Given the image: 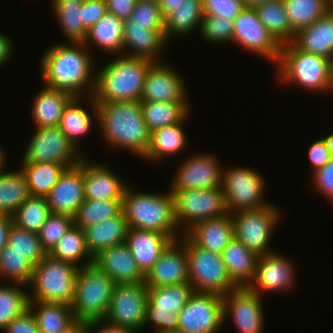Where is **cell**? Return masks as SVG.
<instances>
[{
    "label": "cell",
    "mask_w": 333,
    "mask_h": 333,
    "mask_svg": "<svg viewBox=\"0 0 333 333\" xmlns=\"http://www.w3.org/2000/svg\"><path fill=\"white\" fill-rule=\"evenodd\" d=\"M49 214L46 197L29 196L12 215V221L19 228L38 233Z\"/></svg>",
    "instance_id": "f6af8a7d"
},
{
    "label": "cell",
    "mask_w": 333,
    "mask_h": 333,
    "mask_svg": "<svg viewBox=\"0 0 333 333\" xmlns=\"http://www.w3.org/2000/svg\"><path fill=\"white\" fill-rule=\"evenodd\" d=\"M34 265L19 251H9V245L0 250V277L25 285L31 281Z\"/></svg>",
    "instance_id": "7dc6e473"
},
{
    "label": "cell",
    "mask_w": 333,
    "mask_h": 333,
    "mask_svg": "<svg viewBox=\"0 0 333 333\" xmlns=\"http://www.w3.org/2000/svg\"><path fill=\"white\" fill-rule=\"evenodd\" d=\"M293 43L305 52L333 59V9L317 21L299 30Z\"/></svg>",
    "instance_id": "4316f807"
},
{
    "label": "cell",
    "mask_w": 333,
    "mask_h": 333,
    "mask_svg": "<svg viewBox=\"0 0 333 333\" xmlns=\"http://www.w3.org/2000/svg\"><path fill=\"white\" fill-rule=\"evenodd\" d=\"M124 25H146L148 29H165V20L157 0H137Z\"/></svg>",
    "instance_id": "f907efd6"
},
{
    "label": "cell",
    "mask_w": 333,
    "mask_h": 333,
    "mask_svg": "<svg viewBox=\"0 0 333 333\" xmlns=\"http://www.w3.org/2000/svg\"><path fill=\"white\" fill-rule=\"evenodd\" d=\"M200 35L210 43H225L232 41L233 20L223 19L213 15H203L200 25Z\"/></svg>",
    "instance_id": "816d5d0a"
},
{
    "label": "cell",
    "mask_w": 333,
    "mask_h": 333,
    "mask_svg": "<svg viewBox=\"0 0 333 333\" xmlns=\"http://www.w3.org/2000/svg\"><path fill=\"white\" fill-rule=\"evenodd\" d=\"M83 0H52L54 14L70 43H84L88 30L82 22Z\"/></svg>",
    "instance_id": "8d00e7d4"
},
{
    "label": "cell",
    "mask_w": 333,
    "mask_h": 333,
    "mask_svg": "<svg viewBox=\"0 0 333 333\" xmlns=\"http://www.w3.org/2000/svg\"><path fill=\"white\" fill-rule=\"evenodd\" d=\"M48 254L54 258L70 262L76 266L78 265V267V263L80 261L83 262V259L85 260V258L86 260L81 266L93 263V257L90 255L86 247L84 231L81 227L75 226L74 224L67 230Z\"/></svg>",
    "instance_id": "ab89813d"
},
{
    "label": "cell",
    "mask_w": 333,
    "mask_h": 333,
    "mask_svg": "<svg viewBox=\"0 0 333 333\" xmlns=\"http://www.w3.org/2000/svg\"><path fill=\"white\" fill-rule=\"evenodd\" d=\"M6 156L4 154V150L2 149V147L0 146V172L5 169L4 167H6V160H5Z\"/></svg>",
    "instance_id": "89a4df30"
},
{
    "label": "cell",
    "mask_w": 333,
    "mask_h": 333,
    "mask_svg": "<svg viewBox=\"0 0 333 333\" xmlns=\"http://www.w3.org/2000/svg\"><path fill=\"white\" fill-rule=\"evenodd\" d=\"M38 93L31 107V116L36 128L59 126L64 108L74 96L47 86Z\"/></svg>",
    "instance_id": "f1b7e54d"
},
{
    "label": "cell",
    "mask_w": 333,
    "mask_h": 333,
    "mask_svg": "<svg viewBox=\"0 0 333 333\" xmlns=\"http://www.w3.org/2000/svg\"><path fill=\"white\" fill-rule=\"evenodd\" d=\"M182 235L178 241L184 245L188 254L189 284L195 292L224 296L238 287L230 279L220 254L201 248L186 234Z\"/></svg>",
    "instance_id": "ba28073f"
},
{
    "label": "cell",
    "mask_w": 333,
    "mask_h": 333,
    "mask_svg": "<svg viewBox=\"0 0 333 333\" xmlns=\"http://www.w3.org/2000/svg\"><path fill=\"white\" fill-rule=\"evenodd\" d=\"M29 310L36 319L40 333H63L77 322L71 305L65 303L30 301Z\"/></svg>",
    "instance_id": "d6a6232c"
},
{
    "label": "cell",
    "mask_w": 333,
    "mask_h": 333,
    "mask_svg": "<svg viewBox=\"0 0 333 333\" xmlns=\"http://www.w3.org/2000/svg\"><path fill=\"white\" fill-rule=\"evenodd\" d=\"M270 0H242L245 8H255L258 5L264 4Z\"/></svg>",
    "instance_id": "003e7915"
},
{
    "label": "cell",
    "mask_w": 333,
    "mask_h": 333,
    "mask_svg": "<svg viewBox=\"0 0 333 333\" xmlns=\"http://www.w3.org/2000/svg\"><path fill=\"white\" fill-rule=\"evenodd\" d=\"M0 172V214L12 216L30 196L26 177L19 170Z\"/></svg>",
    "instance_id": "74e56055"
},
{
    "label": "cell",
    "mask_w": 333,
    "mask_h": 333,
    "mask_svg": "<svg viewBox=\"0 0 333 333\" xmlns=\"http://www.w3.org/2000/svg\"><path fill=\"white\" fill-rule=\"evenodd\" d=\"M116 283L94 263L80 266L71 308L76 321L105 319Z\"/></svg>",
    "instance_id": "8992f818"
},
{
    "label": "cell",
    "mask_w": 333,
    "mask_h": 333,
    "mask_svg": "<svg viewBox=\"0 0 333 333\" xmlns=\"http://www.w3.org/2000/svg\"><path fill=\"white\" fill-rule=\"evenodd\" d=\"M257 170L249 167H232L223 170L222 191L227 212L257 210L267 207L264 199L265 179Z\"/></svg>",
    "instance_id": "30bf717a"
},
{
    "label": "cell",
    "mask_w": 333,
    "mask_h": 333,
    "mask_svg": "<svg viewBox=\"0 0 333 333\" xmlns=\"http://www.w3.org/2000/svg\"><path fill=\"white\" fill-rule=\"evenodd\" d=\"M107 12L105 0H83L82 22L88 30Z\"/></svg>",
    "instance_id": "9f6ffc18"
},
{
    "label": "cell",
    "mask_w": 333,
    "mask_h": 333,
    "mask_svg": "<svg viewBox=\"0 0 333 333\" xmlns=\"http://www.w3.org/2000/svg\"><path fill=\"white\" fill-rule=\"evenodd\" d=\"M170 190L174 197V218L178 229H181V224L186 225L183 234L199 222L228 214L222 187Z\"/></svg>",
    "instance_id": "9c48e42d"
},
{
    "label": "cell",
    "mask_w": 333,
    "mask_h": 333,
    "mask_svg": "<svg viewBox=\"0 0 333 333\" xmlns=\"http://www.w3.org/2000/svg\"><path fill=\"white\" fill-rule=\"evenodd\" d=\"M124 20L106 12L91 28L88 29L85 46L94 44L104 53L124 55Z\"/></svg>",
    "instance_id": "4dcf8cb0"
},
{
    "label": "cell",
    "mask_w": 333,
    "mask_h": 333,
    "mask_svg": "<svg viewBox=\"0 0 333 333\" xmlns=\"http://www.w3.org/2000/svg\"><path fill=\"white\" fill-rule=\"evenodd\" d=\"M193 292L194 289L189 283L148 287V300L156 306V310L179 313Z\"/></svg>",
    "instance_id": "7bdbcfd3"
},
{
    "label": "cell",
    "mask_w": 333,
    "mask_h": 333,
    "mask_svg": "<svg viewBox=\"0 0 333 333\" xmlns=\"http://www.w3.org/2000/svg\"><path fill=\"white\" fill-rule=\"evenodd\" d=\"M85 47L84 43L70 42L56 44L44 52L40 71L45 86L66 91L73 96L84 97L86 90L90 91L86 93L88 96L92 95L95 88L93 59Z\"/></svg>",
    "instance_id": "6da1fadb"
},
{
    "label": "cell",
    "mask_w": 333,
    "mask_h": 333,
    "mask_svg": "<svg viewBox=\"0 0 333 333\" xmlns=\"http://www.w3.org/2000/svg\"><path fill=\"white\" fill-rule=\"evenodd\" d=\"M263 312L261 296L248 287H237L223 296L224 321L230 314L239 333H262Z\"/></svg>",
    "instance_id": "2e32d148"
},
{
    "label": "cell",
    "mask_w": 333,
    "mask_h": 333,
    "mask_svg": "<svg viewBox=\"0 0 333 333\" xmlns=\"http://www.w3.org/2000/svg\"><path fill=\"white\" fill-rule=\"evenodd\" d=\"M9 251H19L35 266L47 254L42 248L38 233L11 225L8 233Z\"/></svg>",
    "instance_id": "c3c4849f"
},
{
    "label": "cell",
    "mask_w": 333,
    "mask_h": 333,
    "mask_svg": "<svg viewBox=\"0 0 333 333\" xmlns=\"http://www.w3.org/2000/svg\"><path fill=\"white\" fill-rule=\"evenodd\" d=\"M50 213L74 217L85 200L84 166L79 163L67 168L46 196Z\"/></svg>",
    "instance_id": "44dd1931"
},
{
    "label": "cell",
    "mask_w": 333,
    "mask_h": 333,
    "mask_svg": "<svg viewBox=\"0 0 333 333\" xmlns=\"http://www.w3.org/2000/svg\"><path fill=\"white\" fill-rule=\"evenodd\" d=\"M230 279L238 287H248L255 276L258 255L233 237L221 253Z\"/></svg>",
    "instance_id": "f546056e"
},
{
    "label": "cell",
    "mask_w": 333,
    "mask_h": 333,
    "mask_svg": "<svg viewBox=\"0 0 333 333\" xmlns=\"http://www.w3.org/2000/svg\"><path fill=\"white\" fill-rule=\"evenodd\" d=\"M93 263L116 284L145 282V274L125 243L102 250Z\"/></svg>",
    "instance_id": "7402d4cb"
},
{
    "label": "cell",
    "mask_w": 333,
    "mask_h": 333,
    "mask_svg": "<svg viewBox=\"0 0 333 333\" xmlns=\"http://www.w3.org/2000/svg\"><path fill=\"white\" fill-rule=\"evenodd\" d=\"M88 97L105 141L144 157L151 132L143 119L141 101L96 103L92 95Z\"/></svg>",
    "instance_id": "7a4b0ae2"
},
{
    "label": "cell",
    "mask_w": 333,
    "mask_h": 333,
    "mask_svg": "<svg viewBox=\"0 0 333 333\" xmlns=\"http://www.w3.org/2000/svg\"><path fill=\"white\" fill-rule=\"evenodd\" d=\"M189 113L177 124H172L166 127L158 128L151 132L150 143L146 155L143 157L146 160L158 161L163 160L168 155H175L184 150L187 143L185 131L182 128Z\"/></svg>",
    "instance_id": "1f68e13d"
},
{
    "label": "cell",
    "mask_w": 333,
    "mask_h": 333,
    "mask_svg": "<svg viewBox=\"0 0 333 333\" xmlns=\"http://www.w3.org/2000/svg\"><path fill=\"white\" fill-rule=\"evenodd\" d=\"M13 43L4 33L0 32V67L4 66L13 55Z\"/></svg>",
    "instance_id": "6125c7cd"
},
{
    "label": "cell",
    "mask_w": 333,
    "mask_h": 333,
    "mask_svg": "<svg viewBox=\"0 0 333 333\" xmlns=\"http://www.w3.org/2000/svg\"><path fill=\"white\" fill-rule=\"evenodd\" d=\"M243 49L261 55L276 64L281 45L258 18L254 8H245L233 20V38Z\"/></svg>",
    "instance_id": "9a60e30c"
},
{
    "label": "cell",
    "mask_w": 333,
    "mask_h": 333,
    "mask_svg": "<svg viewBox=\"0 0 333 333\" xmlns=\"http://www.w3.org/2000/svg\"><path fill=\"white\" fill-rule=\"evenodd\" d=\"M160 333H186V332H183L179 329H176V330L163 331V332H160Z\"/></svg>",
    "instance_id": "2644e50d"
},
{
    "label": "cell",
    "mask_w": 333,
    "mask_h": 333,
    "mask_svg": "<svg viewBox=\"0 0 333 333\" xmlns=\"http://www.w3.org/2000/svg\"><path fill=\"white\" fill-rule=\"evenodd\" d=\"M214 155H191L178 167L170 189H209L221 187L223 168Z\"/></svg>",
    "instance_id": "d6986e66"
},
{
    "label": "cell",
    "mask_w": 333,
    "mask_h": 333,
    "mask_svg": "<svg viewBox=\"0 0 333 333\" xmlns=\"http://www.w3.org/2000/svg\"><path fill=\"white\" fill-rule=\"evenodd\" d=\"M22 286V288H19ZM22 284L13 286L0 285V332L16 317L23 315L29 309V293Z\"/></svg>",
    "instance_id": "bcb514c9"
},
{
    "label": "cell",
    "mask_w": 333,
    "mask_h": 333,
    "mask_svg": "<svg viewBox=\"0 0 333 333\" xmlns=\"http://www.w3.org/2000/svg\"><path fill=\"white\" fill-rule=\"evenodd\" d=\"M95 74L92 94L96 103L140 101L146 75L154 61L116 55Z\"/></svg>",
    "instance_id": "3957f363"
},
{
    "label": "cell",
    "mask_w": 333,
    "mask_h": 333,
    "mask_svg": "<svg viewBox=\"0 0 333 333\" xmlns=\"http://www.w3.org/2000/svg\"><path fill=\"white\" fill-rule=\"evenodd\" d=\"M79 267L46 254L34 266L29 294L30 301L65 303L71 305L74 299L75 281Z\"/></svg>",
    "instance_id": "52a82bcc"
},
{
    "label": "cell",
    "mask_w": 333,
    "mask_h": 333,
    "mask_svg": "<svg viewBox=\"0 0 333 333\" xmlns=\"http://www.w3.org/2000/svg\"><path fill=\"white\" fill-rule=\"evenodd\" d=\"M224 324L223 296L193 292L178 313V329L186 333H218Z\"/></svg>",
    "instance_id": "5bb4252c"
},
{
    "label": "cell",
    "mask_w": 333,
    "mask_h": 333,
    "mask_svg": "<svg viewBox=\"0 0 333 333\" xmlns=\"http://www.w3.org/2000/svg\"><path fill=\"white\" fill-rule=\"evenodd\" d=\"M137 0H105L107 12L114 14L121 20H128Z\"/></svg>",
    "instance_id": "91938a15"
},
{
    "label": "cell",
    "mask_w": 333,
    "mask_h": 333,
    "mask_svg": "<svg viewBox=\"0 0 333 333\" xmlns=\"http://www.w3.org/2000/svg\"><path fill=\"white\" fill-rule=\"evenodd\" d=\"M274 206L270 203L267 207L257 210L231 214L234 237L258 256L273 252L268 245L274 228L282 218V214H280L282 210Z\"/></svg>",
    "instance_id": "8fae6325"
},
{
    "label": "cell",
    "mask_w": 333,
    "mask_h": 333,
    "mask_svg": "<svg viewBox=\"0 0 333 333\" xmlns=\"http://www.w3.org/2000/svg\"><path fill=\"white\" fill-rule=\"evenodd\" d=\"M73 224L69 215L50 213L38 232L42 248L49 253Z\"/></svg>",
    "instance_id": "681fc988"
},
{
    "label": "cell",
    "mask_w": 333,
    "mask_h": 333,
    "mask_svg": "<svg viewBox=\"0 0 333 333\" xmlns=\"http://www.w3.org/2000/svg\"><path fill=\"white\" fill-rule=\"evenodd\" d=\"M164 20L175 11L184 0H157Z\"/></svg>",
    "instance_id": "e7e4bbea"
},
{
    "label": "cell",
    "mask_w": 333,
    "mask_h": 333,
    "mask_svg": "<svg viewBox=\"0 0 333 333\" xmlns=\"http://www.w3.org/2000/svg\"><path fill=\"white\" fill-rule=\"evenodd\" d=\"M313 183L316 189L327 196L333 204V158L323 167L315 170L313 173Z\"/></svg>",
    "instance_id": "11a10c76"
},
{
    "label": "cell",
    "mask_w": 333,
    "mask_h": 333,
    "mask_svg": "<svg viewBox=\"0 0 333 333\" xmlns=\"http://www.w3.org/2000/svg\"><path fill=\"white\" fill-rule=\"evenodd\" d=\"M254 9L260 21L280 45L294 41L296 33L289 24L284 0H270Z\"/></svg>",
    "instance_id": "e575fe53"
},
{
    "label": "cell",
    "mask_w": 333,
    "mask_h": 333,
    "mask_svg": "<svg viewBox=\"0 0 333 333\" xmlns=\"http://www.w3.org/2000/svg\"><path fill=\"white\" fill-rule=\"evenodd\" d=\"M323 140L325 141L327 148L330 151L331 157L333 158V133L324 137Z\"/></svg>",
    "instance_id": "a7ac6f4b"
},
{
    "label": "cell",
    "mask_w": 333,
    "mask_h": 333,
    "mask_svg": "<svg viewBox=\"0 0 333 333\" xmlns=\"http://www.w3.org/2000/svg\"><path fill=\"white\" fill-rule=\"evenodd\" d=\"M81 97L74 96L64 108L59 123L60 130L66 135L68 140L75 145L76 148L78 139L88 134L92 127L90 113L83 109L80 104Z\"/></svg>",
    "instance_id": "60d3db41"
},
{
    "label": "cell",
    "mask_w": 333,
    "mask_h": 333,
    "mask_svg": "<svg viewBox=\"0 0 333 333\" xmlns=\"http://www.w3.org/2000/svg\"><path fill=\"white\" fill-rule=\"evenodd\" d=\"M277 65L283 83L298 84L310 91H333L331 60L300 50L293 42L281 45Z\"/></svg>",
    "instance_id": "5b68a950"
},
{
    "label": "cell",
    "mask_w": 333,
    "mask_h": 333,
    "mask_svg": "<svg viewBox=\"0 0 333 333\" xmlns=\"http://www.w3.org/2000/svg\"><path fill=\"white\" fill-rule=\"evenodd\" d=\"M12 224V216L0 214V250H2L8 242V233Z\"/></svg>",
    "instance_id": "be15d7a7"
},
{
    "label": "cell",
    "mask_w": 333,
    "mask_h": 333,
    "mask_svg": "<svg viewBox=\"0 0 333 333\" xmlns=\"http://www.w3.org/2000/svg\"><path fill=\"white\" fill-rule=\"evenodd\" d=\"M122 211V200L85 199L73 217L74 225L84 229Z\"/></svg>",
    "instance_id": "ee69618b"
},
{
    "label": "cell",
    "mask_w": 333,
    "mask_h": 333,
    "mask_svg": "<svg viewBox=\"0 0 333 333\" xmlns=\"http://www.w3.org/2000/svg\"><path fill=\"white\" fill-rule=\"evenodd\" d=\"M143 119L152 132L179 123L189 112L180 103L141 102Z\"/></svg>",
    "instance_id": "b9f144b4"
},
{
    "label": "cell",
    "mask_w": 333,
    "mask_h": 333,
    "mask_svg": "<svg viewBox=\"0 0 333 333\" xmlns=\"http://www.w3.org/2000/svg\"><path fill=\"white\" fill-rule=\"evenodd\" d=\"M148 287L143 283L116 284L104 321L121 328L144 327Z\"/></svg>",
    "instance_id": "4fadbf2b"
},
{
    "label": "cell",
    "mask_w": 333,
    "mask_h": 333,
    "mask_svg": "<svg viewBox=\"0 0 333 333\" xmlns=\"http://www.w3.org/2000/svg\"><path fill=\"white\" fill-rule=\"evenodd\" d=\"M286 256L272 252L258 256L255 276L248 288L262 296V292H276L293 288L295 268ZM262 291V292H261Z\"/></svg>",
    "instance_id": "ac0fdd59"
},
{
    "label": "cell",
    "mask_w": 333,
    "mask_h": 333,
    "mask_svg": "<svg viewBox=\"0 0 333 333\" xmlns=\"http://www.w3.org/2000/svg\"><path fill=\"white\" fill-rule=\"evenodd\" d=\"M308 158L312 165L311 169L313 172L323 167L332 159L330 151L328 150L327 145L323 139H318L311 144L308 151Z\"/></svg>",
    "instance_id": "680465c9"
},
{
    "label": "cell",
    "mask_w": 333,
    "mask_h": 333,
    "mask_svg": "<svg viewBox=\"0 0 333 333\" xmlns=\"http://www.w3.org/2000/svg\"><path fill=\"white\" fill-rule=\"evenodd\" d=\"M150 321L157 328L154 329V333L178 329V313L156 310V306L148 300L145 308L144 326L146 327Z\"/></svg>",
    "instance_id": "f5cc1de1"
},
{
    "label": "cell",
    "mask_w": 333,
    "mask_h": 333,
    "mask_svg": "<svg viewBox=\"0 0 333 333\" xmlns=\"http://www.w3.org/2000/svg\"><path fill=\"white\" fill-rule=\"evenodd\" d=\"M21 163H58L73 167L85 157L78 152L59 126L36 128Z\"/></svg>",
    "instance_id": "7c38bea8"
},
{
    "label": "cell",
    "mask_w": 333,
    "mask_h": 333,
    "mask_svg": "<svg viewBox=\"0 0 333 333\" xmlns=\"http://www.w3.org/2000/svg\"><path fill=\"white\" fill-rule=\"evenodd\" d=\"M63 333H87V323L77 321L71 328Z\"/></svg>",
    "instance_id": "03108f58"
},
{
    "label": "cell",
    "mask_w": 333,
    "mask_h": 333,
    "mask_svg": "<svg viewBox=\"0 0 333 333\" xmlns=\"http://www.w3.org/2000/svg\"><path fill=\"white\" fill-rule=\"evenodd\" d=\"M184 81L172 66L154 62L146 75L140 101L180 103L189 112Z\"/></svg>",
    "instance_id": "e0dca14e"
},
{
    "label": "cell",
    "mask_w": 333,
    "mask_h": 333,
    "mask_svg": "<svg viewBox=\"0 0 333 333\" xmlns=\"http://www.w3.org/2000/svg\"><path fill=\"white\" fill-rule=\"evenodd\" d=\"M164 30L148 29L146 25H124V55L161 61L158 54L168 44Z\"/></svg>",
    "instance_id": "484cf974"
},
{
    "label": "cell",
    "mask_w": 333,
    "mask_h": 333,
    "mask_svg": "<svg viewBox=\"0 0 333 333\" xmlns=\"http://www.w3.org/2000/svg\"><path fill=\"white\" fill-rule=\"evenodd\" d=\"M291 29L297 33L325 16L333 4L328 0H284Z\"/></svg>",
    "instance_id": "f35d334b"
},
{
    "label": "cell",
    "mask_w": 333,
    "mask_h": 333,
    "mask_svg": "<svg viewBox=\"0 0 333 333\" xmlns=\"http://www.w3.org/2000/svg\"><path fill=\"white\" fill-rule=\"evenodd\" d=\"M331 68H332V81H333V59L331 61Z\"/></svg>",
    "instance_id": "8c879c8a"
},
{
    "label": "cell",
    "mask_w": 333,
    "mask_h": 333,
    "mask_svg": "<svg viewBox=\"0 0 333 333\" xmlns=\"http://www.w3.org/2000/svg\"><path fill=\"white\" fill-rule=\"evenodd\" d=\"M133 190L127 185L122 198V211L128 227L160 232L178 240L172 192L148 194Z\"/></svg>",
    "instance_id": "277c9868"
},
{
    "label": "cell",
    "mask_w": 333,
    "mask_h": 333,
    "mask_svg": "<svg viewBox=\"0 0 333 333\" xmlns=\"http://www.w3.org/2000/svg\"><path fill=\"white\" fill-rule=\"evenodd\" d=\"M178 242L174 240L146 273L147 287L189 283L188 254L184 245Z\"/></svg>",
    "instance_id": "ffe728a7"
},
{
    "label": "cell",
    "mask_w": 333,
    "mask_h": 333,
    "mask_svg": "<svg viewBox=\"0 0 333 333\" xmlns=\"http://www.w3.org/2000/svg\"><path fill=\"white\" fill-rule=\"evenodd\" d=\"M197 246L220 254L234 237V224L230 213L199 222L185 233Z\"/></svg>",
    "instance_id": "d4e9b609"
},
{
    "label": "cell",
    "mask_w": 333,
    "mask_h": 333,
    "mask_svg": "<svg viewBox=\"0 0 333 333\" xmlns=\"http://www.w3.org/2000/svg\"><path fill=\"white\" fill-rule=\"evenodd\" d=\"M243 9L242 0H202L203 15L234 20Z\"/></svg>",
    "instance_id": "db71d44e"
},
{
    "label": "cell",
    "mask_w": 333,
    "mask_h": 333,
    "mask_svg": "<svg viewBox=\"0 0 333 333\" xmlns=\"http://www.w3.org/2000/svg\"><path fill=\"white\" fill-rule=\"evenodd\" d=\"M3 333H40L36 319L28 309L23 315L14 318Z\"/></svg>",
    "instance_id": "6f0895ef"
},
{
    "label": "cell",
    "mask_w": 333,
    "mask_h": 333,
    "mask_svg": "<svg viewBox=\"0 0 333 333\" xmlns=\"http://www.w3.org/2000/svg\"><path fill=\"white\" fill-rule=\"evenodd\" d=\"M68 167L63 164L41 162L21 163L30 196L46 197Z\"/></svg>",
    "instance_id": "836d02e7"
},
{
    "label": "cell",
    "mask_w": 333,
    "mask_h": 333,
    "mask_svg": "<svg viewBox=\"0 0 333 333\" xmlns=\"http://www.w3.org/2000/svg\"><path fill=\"white\" fill-rule=\"evenodd\" d=\"M202 19V0H184L165 19L164 36L166 41H169L172 36L189 35L196 28H199V31Z\"/></svg>",
    "instance_id": "d590c367"
},
{
    "label": "cell",
    "mask_w": 333,
    "mask_h": 333,
    "mask_svg": "<svg viewBox=\"0 0 333 333\" xmlns=\"http://www.w3.org/2000/svg\"><path fill=\"white\" fill-rule=\"evenodd\" d=\"M173 241L169 235L132 227L125 238V244L145 275Z\"/></svg>",
    "instance_id": "603a6c76"
},
{
    "label": "cell",
    "mask_w": 333,
    "mask_h": 333,
    "mask_svg": "<svg viewBox=\"0 0 333 333\" xmlns=\"http://www.w3.org/2000/svg\"><path fill=\"white\" fill-rule=\"evenodd\" d=\"M128 228L123 211L117 216L85 227L83 231L88 252L94 258L104 249L125 243Z\"/></svg>",
    "instance_id": "83f0119b"
},
{
    "label": "cell",
    "mask_w": 333,
    "mask_h": 333,
    "mask_svg": "<svg viewBox=\"0 0 333 333\" xmlns=\"http://www.w3.org/2000/svg\"><path fill=\"white\" fill-rule=\"evenodd\" d=\"M80 163L84 166L85 199L122 200L127 184L114 171L99 163H89L85 157Z\"/></svg>",
    "instance_id": "cb8c5ba5"
},
{
    "label": "cell",
    "mask_w": 333,
    "mask_h": 333,
    "mask_svg": "<svg viewBox=\"0 0 333 333\" xmlns=\"http://www.w3.org/2000/svg\"><path fill=\"white\" fill-rule=\"evenodd\" d=\"M137 331L139 330L113 326L106 323L104 320L87 323V333H138Z\"/></svg>",
    "instance_id": "94428289"
}]
</instances>
